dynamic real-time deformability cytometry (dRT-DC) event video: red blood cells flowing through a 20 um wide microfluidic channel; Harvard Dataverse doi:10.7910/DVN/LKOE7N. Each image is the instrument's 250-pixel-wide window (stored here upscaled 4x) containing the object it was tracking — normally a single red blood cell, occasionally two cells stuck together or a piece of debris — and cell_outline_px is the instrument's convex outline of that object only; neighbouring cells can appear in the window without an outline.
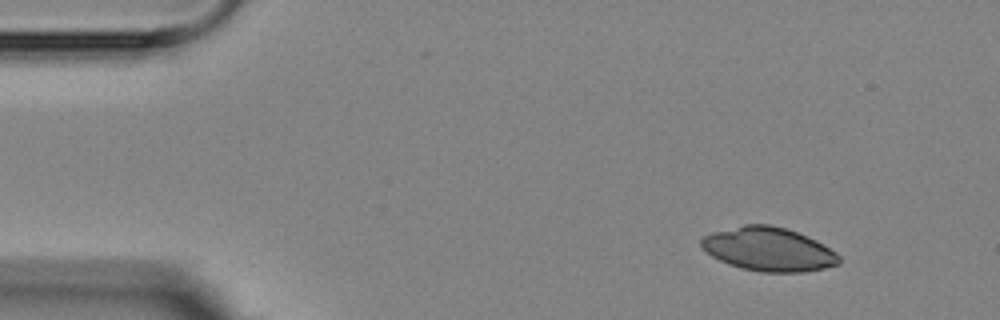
{"species": "Egyptian fruit bat (a non-hibernating species)", "species_latin": "Rousettus aegyptiacus", "temperature_condition": "room temperature", "stored_images_in_passage": 3, "camera_frame_rate_fps": 3000, "um_per_image_px": 0.085, "animal": {"sex": "female"}, "frame": {"image": 1, "passage_image": 1, "time_ms": 0.0, "image_size_px": [1000, 320], "cell_outline_px": [[840, 264], [824, 268], [804, 272], [760, 272], [740, 268], [728, 264], [712, 256], [700, 244], [700, 240], [704, 236], [712, 232], [744, 224], [772, 224], [796, 232], [816, 240], [836, 252], [840, 256]], "centroid_in_image_um": [65.34, 21.19], "position_along_channel_um": 19.7, "area_um2": 35.08}}